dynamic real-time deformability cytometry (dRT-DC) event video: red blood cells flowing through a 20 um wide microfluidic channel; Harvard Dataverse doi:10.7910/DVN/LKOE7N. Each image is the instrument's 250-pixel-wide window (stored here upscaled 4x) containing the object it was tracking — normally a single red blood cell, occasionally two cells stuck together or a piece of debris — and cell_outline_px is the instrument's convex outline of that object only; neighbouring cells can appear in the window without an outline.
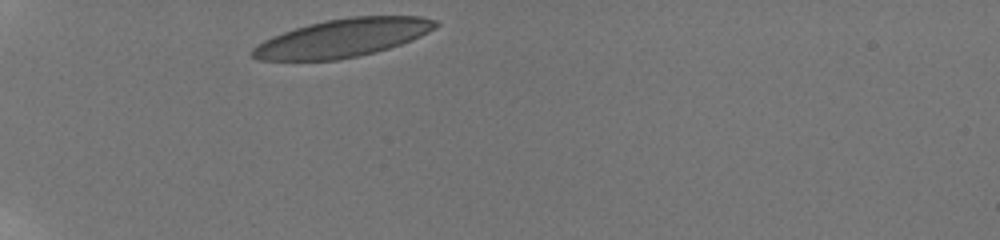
{"species": "human", "species_latin": "Homo sapiens", "temperature_condition": "room temperature", "stored_images_in_passage": 5, "camera_frame_rate_fps": 3000, "um_per_image_px": 0.085, "donor": {"sex": "male"}, "frame": {"image": 1, "passage_image": 1, "time_ms": 0.0, "image_size_px": [1000, 240], "cell_outline_px": [[440, 24], [436, 28], [412, 40], [388, 48], [356, 56], [336, 60], [260, 60], [252, 56], [252, 48], [264, 40], [272, 36], [308, 24], [324, 20], [352, 16], [420, 16], [436, 20]], "centroid_in_image_um": [29.15, 3.21], "position_along_channel_um": 55.9, "area_um2": 40.4}}